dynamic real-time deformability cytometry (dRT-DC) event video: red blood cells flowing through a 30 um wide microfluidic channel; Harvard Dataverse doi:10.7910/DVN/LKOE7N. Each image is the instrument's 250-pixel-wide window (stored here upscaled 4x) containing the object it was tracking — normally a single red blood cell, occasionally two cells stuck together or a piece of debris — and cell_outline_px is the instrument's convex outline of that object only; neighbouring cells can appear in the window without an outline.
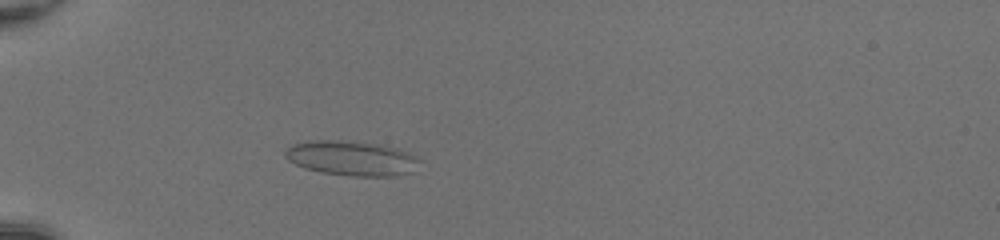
{"species": "common noctule bat (a hibernating species)", "species_latin": "Nyctalus noctula", "temperature_condition": "room temperature", "stored_images_in_passage": 36, "camera_frame_rate_fps": 3000, "um_per_image_px": 0.085, "animal": {"sex": "female", "body_mass_g": 20.0, "forearm_length_mm": 54.0}, "frame": {"image": 1, "passage_image": 12, "time_ms": 3.667, "image_size_px": [1000, 240], "cell_outline_px": [[424, 160], [412, 172], [396, 176], [352, 176], [320, 172], [304, 168], [288, 160], [284, 156], [284, 152], [292, 144], [308, 140], [340, 140], [380, 144], [396, 148], [408, 152]], "centroid_in_image_um": [29.92, 13.45], "position_along_channel_um": 55.1, "area_um2": 27.57}}
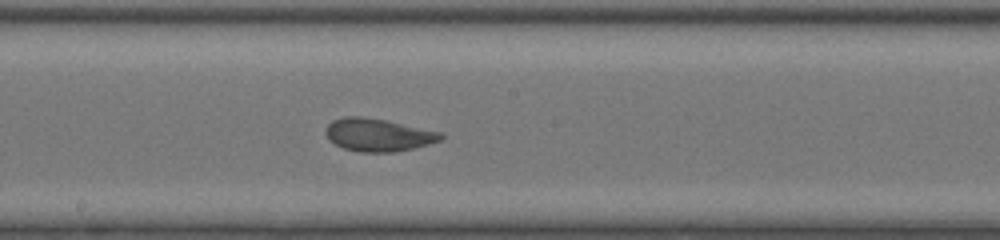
{"frame": {"image": 2, "passage_image": 25, "time_ms": 8.0, "image_size_px": [1000, 240], "cell_outline_px": [[444, 140], [412, 148], [392, 152], [360, 152], [344, 148], [328, 140], [324, 132], [328, 124], [332, 120], [344, 116], [364, 116], [444, 132]], "centroid_in_image_um": [32.15, 11.46], "position_along_channel_um": 216.1, "area_um2": 22.14}}
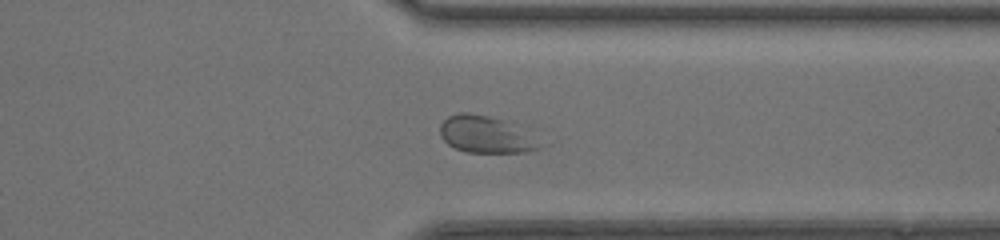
{"frame": {"image": 3, "passage_image": 36, "time_ms": 11.667, "image_size_px": [1000, 240], "cell_outline_px": [[544, 148], [524, 152], [468, 152], [456, 148], [448, 144], [440, 136], [440, 124], [448, 116], [460, 112], [468, 112], [488, 116], [504, 120]], "centroid_in_image_um": [41.15, 11.43], "position_along_channel_um": 370.2, "area_um2": 20.58}}